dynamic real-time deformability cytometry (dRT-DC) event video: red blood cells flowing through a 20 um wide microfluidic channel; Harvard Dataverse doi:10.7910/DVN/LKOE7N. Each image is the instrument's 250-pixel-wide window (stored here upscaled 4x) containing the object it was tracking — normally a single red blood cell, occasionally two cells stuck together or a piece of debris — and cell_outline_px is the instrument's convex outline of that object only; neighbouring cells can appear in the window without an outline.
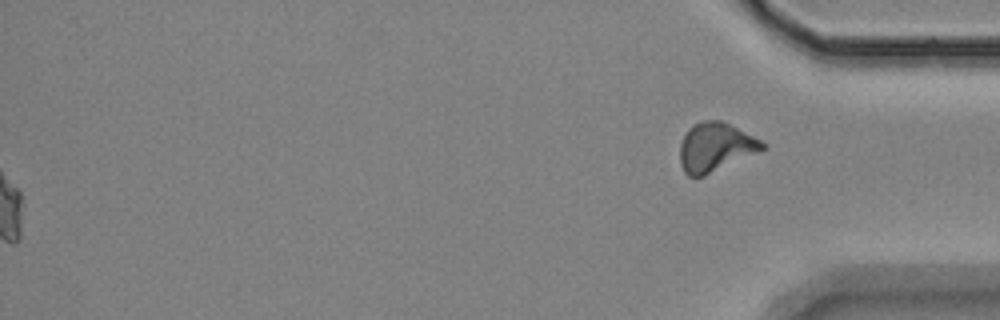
{"species": "Egyptian fruit bat (a non-hibernating species)", "species_latin": "Rousettus aegyptiacus", "temperature_condition": "room temperature", "stored_images_in_passage": 58, "segment_of_instrument_passage": [2, 2], "camera_frame_rate_fps": 3000, "um_per_image_px": 0.085, "animal": {"sex": "female"}, "frame": {"image": 1, "passage_image": 58, "time_ms": 19.0, "image_size_px": [1000, 320], "cell_outline_px": [[768, 148], [704, 176], [688, 176], [684, 172], [680, 164], [680, 144], [688, 128], [700, 120], [720, 120], [768, 144]], "centroid_in_image_um": [60.8, 12.51], "position_along_channel_um": 374.4, "area_um2": 23.41}}